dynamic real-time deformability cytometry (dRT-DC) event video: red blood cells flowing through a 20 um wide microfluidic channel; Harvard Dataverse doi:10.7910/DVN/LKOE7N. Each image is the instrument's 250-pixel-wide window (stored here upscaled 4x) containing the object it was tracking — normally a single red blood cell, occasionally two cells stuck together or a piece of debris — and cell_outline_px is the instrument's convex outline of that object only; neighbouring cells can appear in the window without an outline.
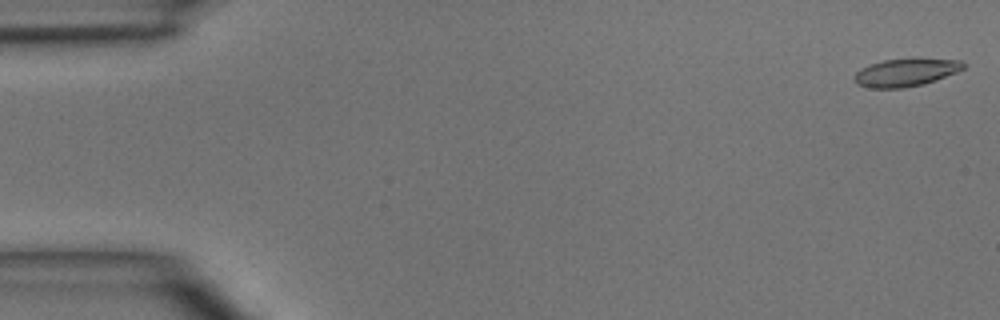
{"species": "common noctule bat (a hibernating species)", "species_latin": "Nyctalus noctula", "temperature_condition": "room temperature", "stored_images_in_passage": 5, "camera_frame_rate_fps": 3000, "um_per_image_px": 0.085, "animal": {"sex": "male", "body_mass_g": 15.6}, "frame": {"image": 1, "passage_image": 1, "time_ms": 0.0, "image_size_px": [1000, 320], "cell_outline_px": [[964, 68], [956, 72], [936, 80], [924, 84], [904, 88], [868, 88], [856, 84], [856, 72], [860, 68], [868, 64], [884, 60], [964, 60]], "centroid_in_image_um": [76.95, 6.19], "position_along_channel_um": 8.1, "area_um2": 17.22}}
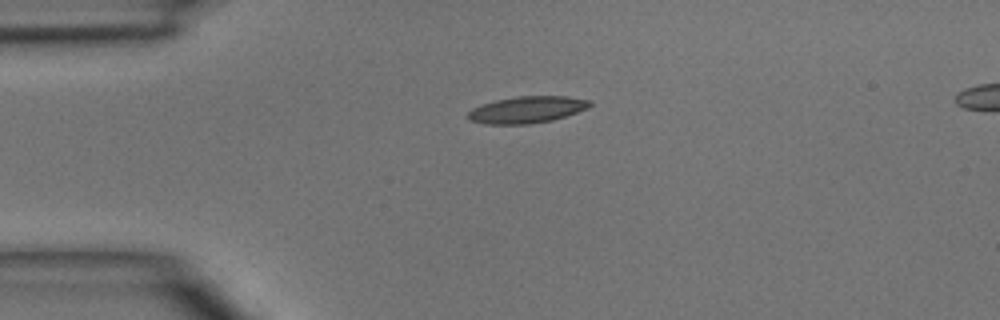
{"frame": {"image": 2, "passage_image": 4, "time_ms": 3.333, "image_size_px": [1000, 320], "cell_outline_px": [[592, 104], [588, 108], [552, 120], [528, 124], [488, 124], [468, 120], [468, 112], [472, 108], [480, 104], [496, 100], [516, 96], [564, 96], [592, 100]], "centroid_in_image_um": [44.77, 9.31], "position_along_channel_um": 40.2, "area_um2": 18.96}}